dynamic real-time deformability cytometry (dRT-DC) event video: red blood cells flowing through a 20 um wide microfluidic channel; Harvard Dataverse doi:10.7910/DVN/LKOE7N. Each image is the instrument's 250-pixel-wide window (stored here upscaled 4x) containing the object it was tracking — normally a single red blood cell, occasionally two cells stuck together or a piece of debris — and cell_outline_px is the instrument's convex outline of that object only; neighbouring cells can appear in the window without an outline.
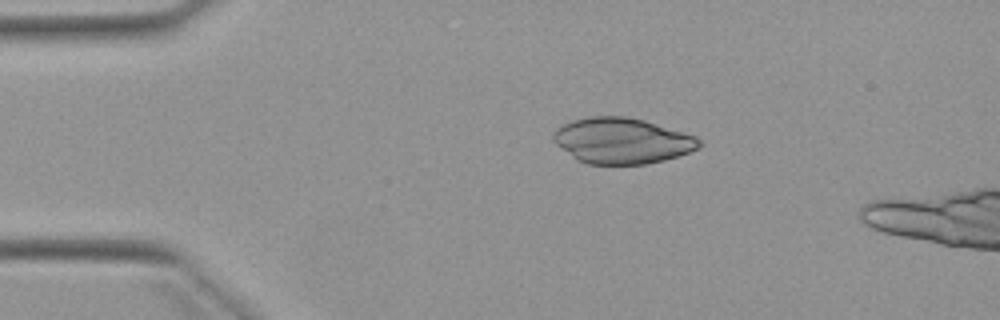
{"species": "Egyptian fruit bat (a non-hibernating species)", "species_latin": "Rousettus aegyptiacus", "temperature_condition": "warm", "stored_images_in_passage": 4, "camera_frame_rate_fps": 3000, "um_per_image_px": 0.085, "animal": {"sex": "female"}, "frame": {"image": 1, "passage_image": 2, "time_ms": 1.0, "image_size_px": [1000, 320], "cell_outline_px": [[704, 144], [700, 148], [664, 160], [644, 164], [588, 164], [572, 156], [556, 144], [552, 140], [552, 132], [556, 128], [572, 120], [588, 116], [628, 116], [644, 120], [696, 136]], "centroid_in_image_um": [52.86, 11.95], "position_along_channel_um": 32.1, "area_um2": 38.9}}